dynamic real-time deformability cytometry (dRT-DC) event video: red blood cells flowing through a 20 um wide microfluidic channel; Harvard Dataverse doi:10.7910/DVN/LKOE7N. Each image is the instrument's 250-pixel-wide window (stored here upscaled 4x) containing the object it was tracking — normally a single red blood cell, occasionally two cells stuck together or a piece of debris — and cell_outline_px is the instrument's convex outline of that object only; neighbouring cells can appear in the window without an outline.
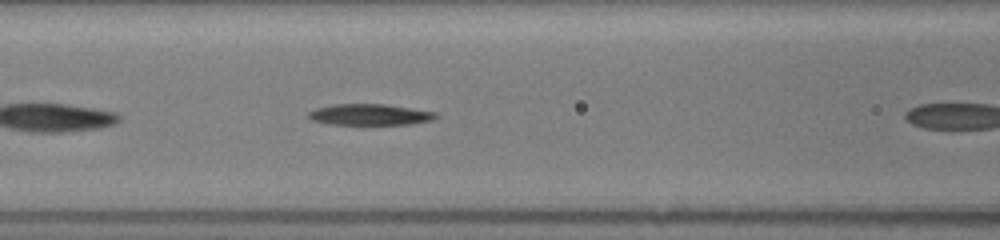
{"species": "common noctule bat (a hibernating species)", "species_latin": "Nyctalus noctula", "temperature_condition": "room temperature", "stored_images_in_passage": 34, "camera_frame_rate_fps": 3000, "um_per_image_px": 0.085, "animal": {"sex": "female", "body_mass_g": 19.5, "forearm_length_mm": 54.1}, "frame": {"image": 1, "passage_image": 13, "time_ms": 2.333, "image_size_px": [1000, 240], "cell_outline_px": [[440, 116], [432, 120], [412, 124], [332, 124], [312, 120], [308, 116], [308, 112], [316, 108], [332, 104], [384, 104], [436, 112]], "centroid_in_image_um": [31.46, 9.73], "position_along_channel_um": 135.1, "area_um2": 15.61}}
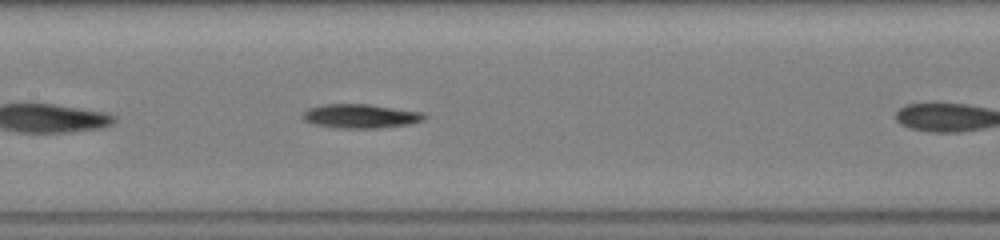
{"frame": {"image": 2, "passage_image": 18, "time_ms": 3.333, "image_size_px": [1000, 240], "cell_outline_px": [[428, 116], [424, 120], [412, 124], [380, 128], [336, 128], [312, 124], [304, 120], [300, 116], [308, 108], [320, 104], [368, 104], [424, 112]], "centroid_in_image_um": [30.65, 9.87], "position_along_channel_um": 176.7, "area_um2": 17.4}}